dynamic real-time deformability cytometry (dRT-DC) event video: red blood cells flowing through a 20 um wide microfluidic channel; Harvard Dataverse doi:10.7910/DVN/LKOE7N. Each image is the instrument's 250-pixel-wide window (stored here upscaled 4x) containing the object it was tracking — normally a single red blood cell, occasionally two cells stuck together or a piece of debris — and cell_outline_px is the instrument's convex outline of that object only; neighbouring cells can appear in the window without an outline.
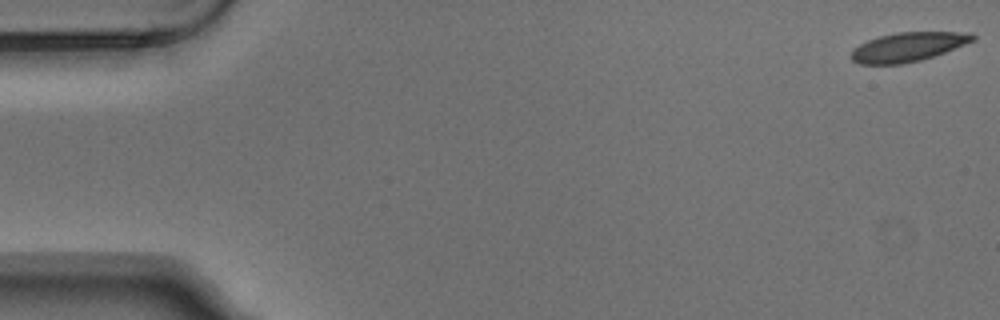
{"species": "Egyptian fruit bat (a non-hibernating species)", "species_latin": "Rousettus aegyptiacus", "temperature_condition": "warm", "stored_images_in_passage": 9, "camera_frame_rate_fps": 3000, "um_per_image_px": 0.085, "animal": {"sex": "male"}, "frame": {"image": 1, "passage_image": 1, "time_ms": 0.0, "image_size_px": [1000, 320], "cell_outline_px": [[976, 40], [944, 52], [920, 60], [900, 64], [860, 64], [852, 60], [852, 48], [868, 40], [880, 36], [896, 32], [972, 32], [976, 36]], "centroid_in_image_um": [77.2, 3.97], "position_along_channel_um": 7.8, "area_um2": 20.52}}
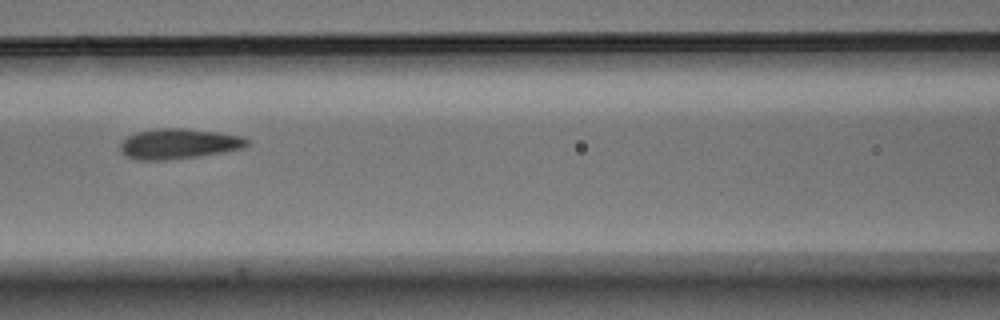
{"frame": {"image": 2, "passage_image": 7, "time_ms": 2.0, "image_size_px": [1000, 320], "cell_outline_px": [[248, 144], [244, 148], [196, 156], [168, 160], [136, 160], [124, 156], [120, 152], [120, 144], [128, 136], [136, 132], [156, 128], [180, 128], [220, 132], [240, 136], [248, 140]], "centroid_in_image_um": [15.13, 12.22], "position_along_channel_um": 151.5, "area_um2": 22.31}}
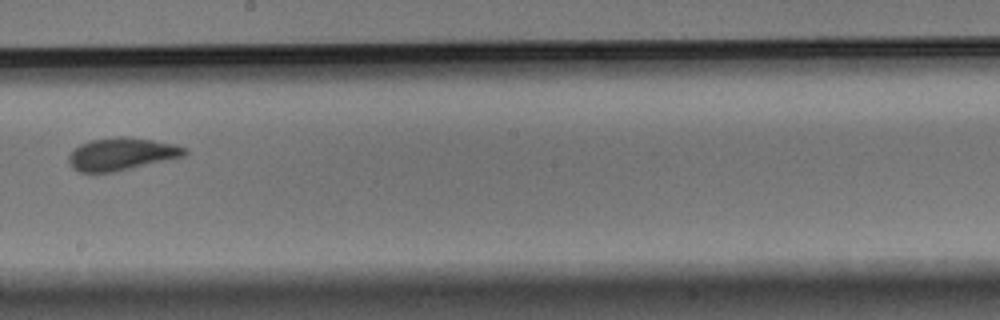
{"frame": {"image": 3, "passage_image": 9, "time_ms": 2.667, "image_size_px": [1000, 320], "cell_outline_px": [[188, 152], [184, 156], [168, 160], [112, 172], [80, 172], [72, 168], [68, 160], [68, 156], [80, 144], [92, 140], [120, 136], [124, 136], [152, 140], [176, 144], [188, 148]], "centroid_in_image_um": [10.36, 13.09], "position_along_channel_um": 237.8, "area_um2": 21.85}}